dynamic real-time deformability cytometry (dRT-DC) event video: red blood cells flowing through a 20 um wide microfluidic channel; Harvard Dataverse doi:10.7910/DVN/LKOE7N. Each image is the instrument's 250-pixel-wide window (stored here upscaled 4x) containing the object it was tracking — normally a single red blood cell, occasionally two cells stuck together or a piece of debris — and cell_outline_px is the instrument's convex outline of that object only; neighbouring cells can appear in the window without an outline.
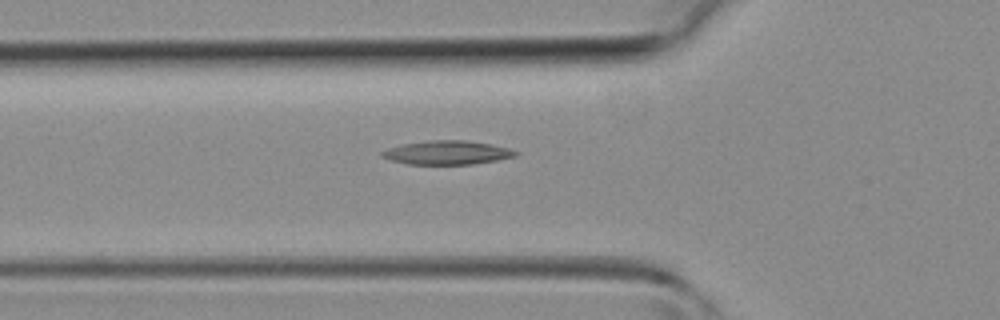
{"species": "common noctule bat (a hibernating species)", "species_latin": "Nyctalus noctula", "temperature_condition": "room temperature", "stored_images_in_passage": 28, "camera_frame_rate_fps": 3000, "um_per_image_px": 0.085, "animal": {"sex": "female", "body_mass_g": 19.3, "forearm_length_mm": 54.1}, "frame": {"image": 1, "passage_image": 4, "time_ms": 1.0, "image_size_px": [1000, 320], "cell_outline_px": [[520, 152], [516, 156], [496, 160], [472, 164], [408, 164], [392, 160], [380, 156], [380, 152], [388, 148], [404, 144], [432, 140], [464, 140], [488, 144], [508, 148]], "centroid_in_image_um": [38.0, 12.97], "position_along_channel_um": 87.8, "area_um2": 18.26}}
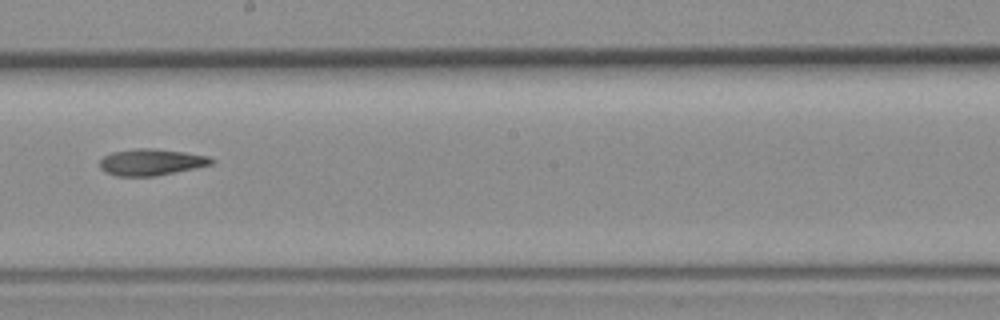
{"frame": {"image": 2, "passage_image": 13, "time_ms": 4.0, "image_size_px": [1000, 320], "cell_outline_px": [[216, 160], [212, 164], [156, 176], [116, 176], [104, 172], [100, 168], [100, 160], [104, 156], [112, 152], [136, 148], [156, 148], [184, 152], [208, 156]], "centroid_in_image_um": [12.83, 13.78], "position_along_channel_um": 235.4, "area_um2": 17.28}}
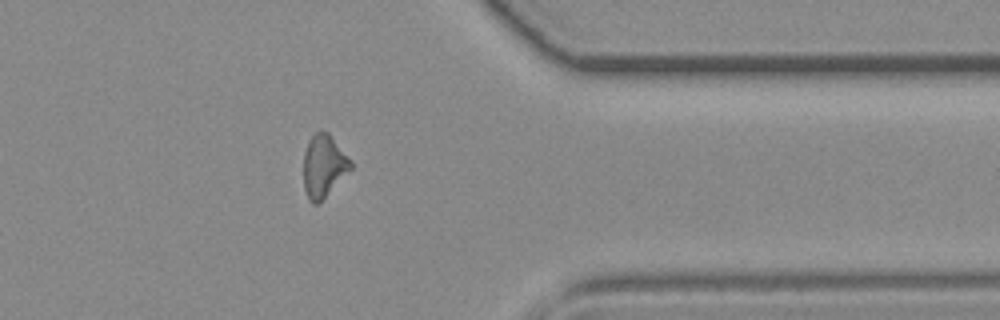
{"frame": {"image": 3, "passage_image": 23, "time_ms": 7.333, "image_size_px": [1000, 320], "cell_outline_px": [[352, 168], [316, 204], [312, 204], [308, 200], [304, 188], [304, 152], [308, 140], [320, 128], [328, 132], [352, 164]], "centroid_in_image_um": [27.47, 14.08], "position_along_channel_um": 383.9, "area_um2": 16.7}}